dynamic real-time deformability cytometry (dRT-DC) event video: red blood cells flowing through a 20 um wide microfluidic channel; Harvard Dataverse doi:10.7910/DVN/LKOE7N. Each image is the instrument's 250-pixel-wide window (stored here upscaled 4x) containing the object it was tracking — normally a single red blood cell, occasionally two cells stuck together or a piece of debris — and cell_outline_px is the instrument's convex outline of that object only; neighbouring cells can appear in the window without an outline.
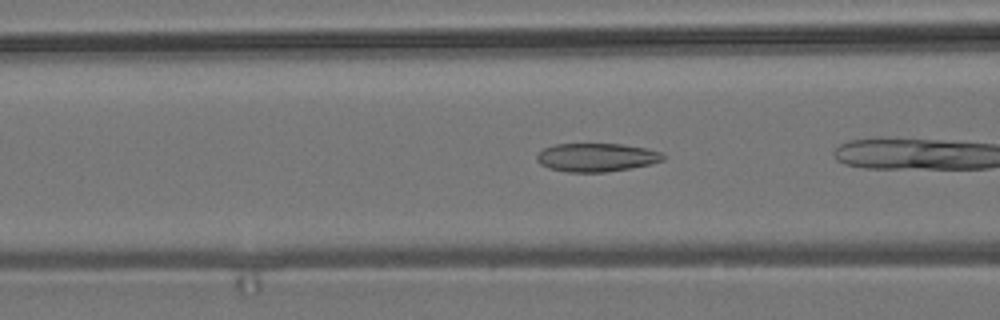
{"species": "common noctule bat (a hibernating species)", "species_latin": "Nyctalus noctula", "temperature_condition": "room temperature", "stored_images_in_passage": 10, "camera_frame_rate_fps": 3000, "um_per_image_px": 0.085, "animal": {"sex": "male", "body_mass_g": 19.2, "forearm_length_mm": 51.8}, "frame": {"image": 1, "passage_image": 4, "time_ms": 1.0, "image_size_px": [1000, 320], "cell_outline_px": [[664, 160], [632, 168], [604, 172], [568, 172], [548, 168], [540, 164], [536, 160], [536, 156], [544, 148], [556, 144], [620, 144], [648, 148], [660, 152], [664, 156]], "centroid_in_image_um": [50.69, 13.38], "position_along_channel_um": 115.9, "area_um2": 20.87}}
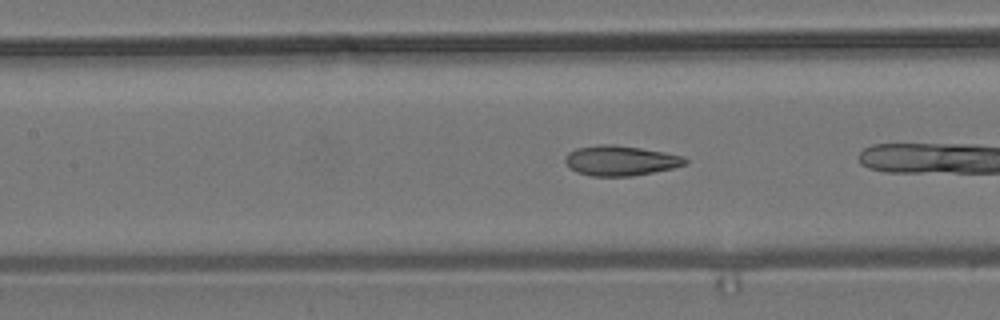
{"frame": {"image": 2, "passage_image": 7, "time_ms": 2.0, "image_size_px": [1000, 320], "cell_outline_px": [[688, 164], [672, 168], [632, 176], [592, 176], [576, 172], [564, 160], [568, 152], [576, 148], [600, 144], [612, 144], [640, 148], [664, 152], [684, 156], [688, 160]], "centroid_in_image_um": [52.76, 13.65], "position_along_channel_um": 154.6, "area_um2": 20.92}}